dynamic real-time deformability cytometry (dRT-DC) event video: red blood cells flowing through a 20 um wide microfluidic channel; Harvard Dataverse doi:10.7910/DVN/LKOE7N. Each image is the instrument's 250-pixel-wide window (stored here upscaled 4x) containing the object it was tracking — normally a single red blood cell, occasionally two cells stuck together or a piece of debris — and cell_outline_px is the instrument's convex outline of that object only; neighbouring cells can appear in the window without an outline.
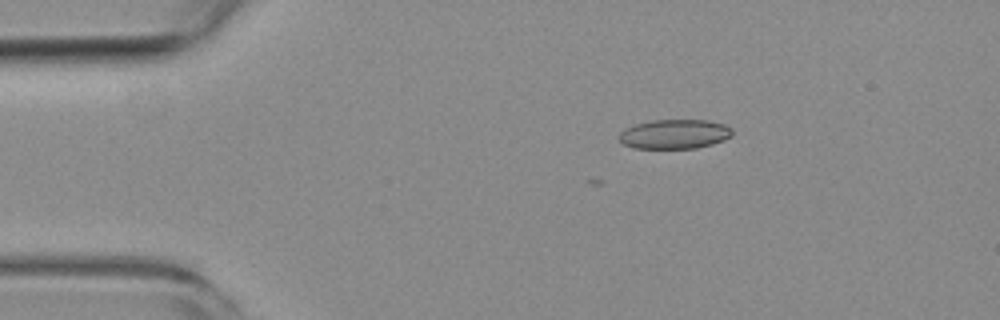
{"species": "common noctule bat (a hibernating species)", "species_latin": "Nyctalus noctula", "temperature_condition": "room temperature", "stored_images_in_passage": 3, "camera_frame_rate_fps": 3000, "um_per_image_px": 0.085, "animal": {"sex": "female", "body_mass_g": 19.3, "forearm_length_mm": 54.1}, "frame": {"image": 1, "passage_image": 1, "time_ms": 0.0, "image_size_px": [1000, 320], "cell_outline_px": [[732, 136], [724, 140], [712, 144], [696, 148], [632, 148], [624, 144], [616, 136], [624, 128], [636, 124], [652, 120], [708, 120], [724, 124], [732, 128]], "centroid_in_image_um": [57.32, 11.39], "position_along_channel_um": 27.7, "area_um2": 19.54}}
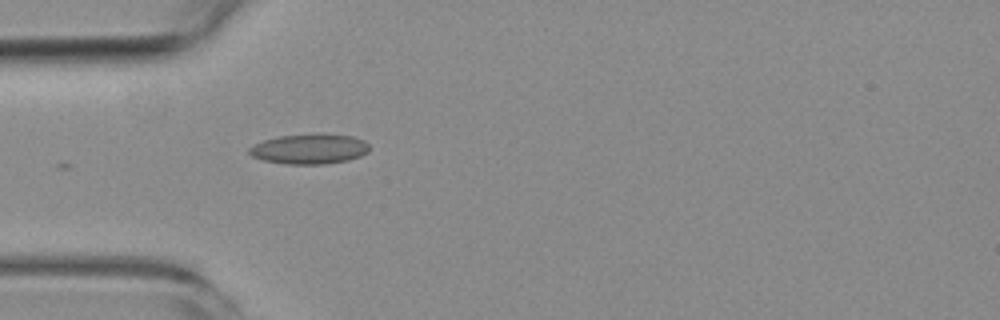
{"frame": {"image": 2, "passage_image": 3, "time_ms": 2.333, "image_size_px": [1000, 320], "cell_outline_px": [[368, 152], [360, 156], [348, 160], [324, 164], [284, 164], [264, 160], [252, 156], [248, 152], [248, 148], [264, 140], [280, 136], [320, 132], [324, 132], [352, 136], [364, 140], [368, 144]], "centroid_in_image_um": [26.32, 12.64], "position_along_channel_um": 58.7, "area_um2": 21.33}}